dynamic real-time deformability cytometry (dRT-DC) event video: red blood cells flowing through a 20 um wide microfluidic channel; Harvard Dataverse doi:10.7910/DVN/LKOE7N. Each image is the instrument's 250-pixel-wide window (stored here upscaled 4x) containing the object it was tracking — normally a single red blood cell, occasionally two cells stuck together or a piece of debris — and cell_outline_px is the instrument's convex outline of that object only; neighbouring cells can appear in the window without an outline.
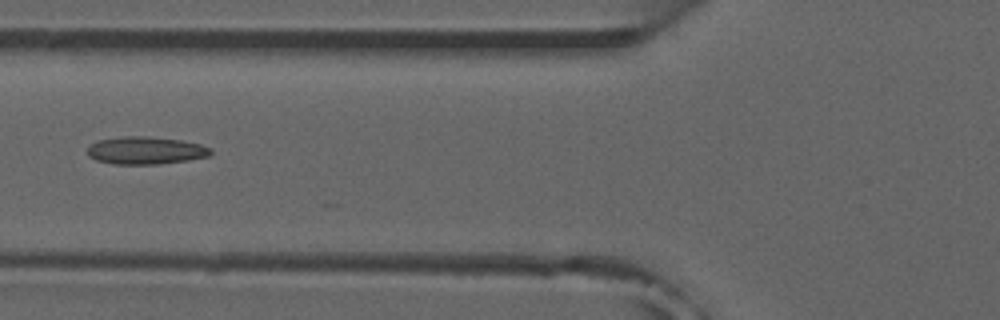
{"species": "common noctule bat (a hibernating species)", "species_latin": "Nyctalus noctula", "temperature_condition": "room temperature", "stored_images_in_passage": 43, "camera_frame_rate_fps": 3000, "um_per_image_px": 0.085, "animal": {"sex": "male", "forearm_length_mm": 52.5}, "frame": {"image": 1, "passage_image": 19, "time_ms": 6.0, "image_size_px": [1000, 320], "cell_outline_px": [[212, 152], [208, 156], [188, 160], [160, 164], [112, 164], [96, 160], [88, 156], [88, 148], [92, 144], [100, 140], [124, 136], [148, 136], [180, 140], [200, 144], [212, 148]], "centroid_in_image_um": [12.39, 12.79], "position_along_channel_um": 113.4, "area_um2": 19.77}, "authors_computed_cell_mechanics": {"area_um2": 19.0162, "velocity_mm_per_s": 3.9149, "shape_relaxation_time_tau1_ms": null, "shape_relaxation_time_tau2_ms": 3.2175, "deformation_change_tau1": null, "deformation_change_tau2": 0.1309}}